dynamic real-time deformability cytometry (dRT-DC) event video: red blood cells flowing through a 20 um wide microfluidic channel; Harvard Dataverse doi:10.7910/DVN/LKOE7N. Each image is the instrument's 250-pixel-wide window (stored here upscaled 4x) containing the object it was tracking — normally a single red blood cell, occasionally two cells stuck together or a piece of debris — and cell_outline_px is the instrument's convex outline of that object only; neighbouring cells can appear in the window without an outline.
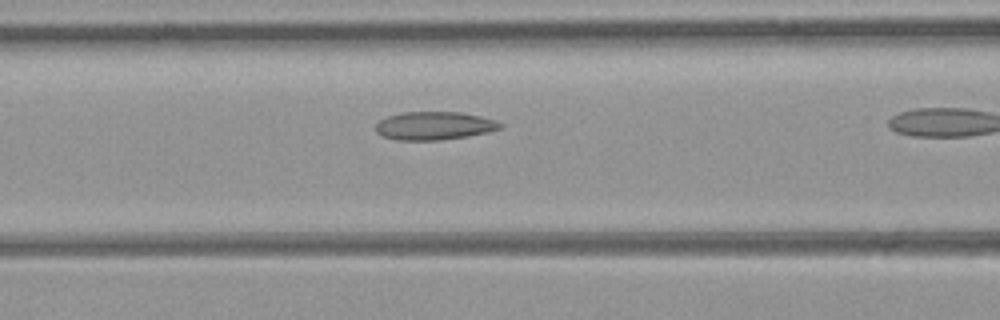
{"species": "common noctule bat (a hibernating species)", "species_latin": "Nyctalus noctula", "temperature_condition": "room temperature", "stored_images_in_passage": 12, "camera_frame_rate_fps": 3000, "um_per_image_px": 0.085, "animal": {"sex": "female", "body_mass_g": 21.9}, "frame": {"image": 1, "passage_image": 9, "time_ms": 2.667, "image_size_px": [1000, 320], "cell_outline_px": [[504, 124], [500, 128], [468, 136], [440, 140], [396, 140], [384, 136], [376, 132], [376, 124], [380, 120], [388, 116], [404, 112], [460, 112], [480, 116], [496, 120]], "centroid_in_image_um": [36.9, 10.68], "position_along_channel_um": 129.7, "area_um2": 20.29}}